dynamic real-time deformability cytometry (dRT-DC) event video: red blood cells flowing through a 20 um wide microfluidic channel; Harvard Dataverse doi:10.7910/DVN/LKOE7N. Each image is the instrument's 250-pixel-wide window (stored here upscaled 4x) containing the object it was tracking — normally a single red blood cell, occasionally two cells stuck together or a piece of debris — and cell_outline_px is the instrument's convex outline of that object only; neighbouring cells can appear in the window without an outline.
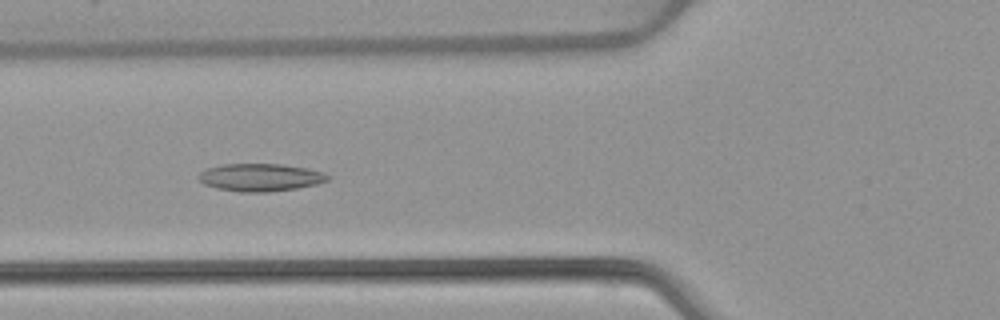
{"species": "common noctule bat (a hibernating species)", "species_latin": "Nyctalus noctula", "temperature_condition": "warm", "stored_images_in_passage": 52, "camera_frame_rate_fps": 3000, "um_per_image_px": 0.085, "animal": {"sex": "female", "body_mass_g": 22.7, "forearm_length_mm": 54.2}, "frame": {"image": 1, "passage_image": 19, "time_ms": 6.0, "image_size_px": [1000, 320], "cell_outline_px": [[332, 176], [328, 180], [316, 184], [296, 188], [268, 192], [240, 192], [216, 188], [204, 184], [196, 176], [200, 172], [208, 168], [224, 164], [280, 164], [308, 168], [324, 172]], "centroid_in_image_um": [22.14, 15.08], "position_along_channel_um": 103.7, "area_um2": 20.87}}
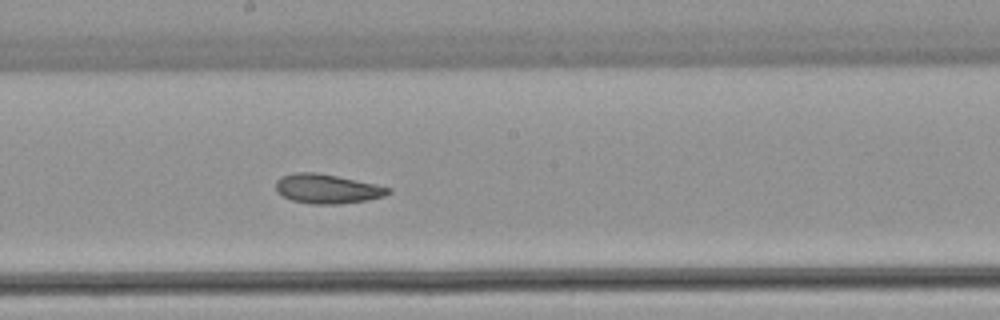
{"frame": {"image": 2, "passage_image": 28, "time_ms": 9.0, "image_size_px": [1000, 320], "cell_outline_px": [[392, 192], [384, 196], [368, 200], [336, 204], [312, 204], [292, 200], [276, 192], [276, 180], [280, 176], [296, 172], [316, 172], [376, 184], [392, 188]], "centroid_in_image_um": [27.81, 16.04], "position_along_channel_um": 220.4, "area_um2": 19.25}}
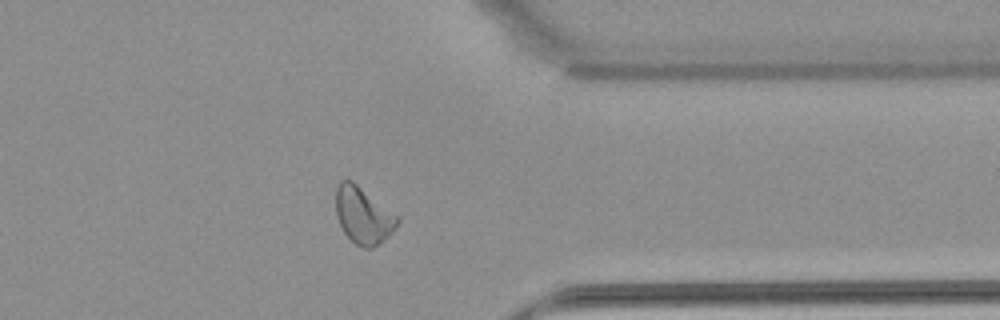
{"frame": {"image": 3, "passage_image": 41, "time_ms": 13.333, "image_size_px": [1000, 320], "cell_outline_px": [[400, 220], [396, 228], [384, 240], [372, 248], [364, 248], [356, 244], [344, 232], [336, 216], [336, 184], [340, 180], [352, 180], [400, 216]], "centroid_in_image_um": [30.89, 18.28], "position_along_channel_um": 380.5, "area_um2": 20.52}, "authors_computed_cell_mechanics": {"area_um2": 20.8947, "velocity_mm_per_s": 3.889, "shape_relaxation_time_tau1_ms": null, "shape_relaxation_time_tau2_ms": 4.9671, "deformation_change_tau1": null, "deformation_change_tau2": 0.1176}}